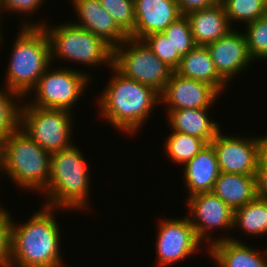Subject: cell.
<instances>
[{
    "label": "cell",
    "mask_w": 267,
    "mask_h": 267,
    "mask_svg": "<svg viewBox=\"0 0 267 267\" xmlns=\"http://www.w3.org/2000/svg\"><path fill=\"white\" fill-rule=\"evenodd\" d=\"M40 208L21 225L11 219L9 267H65L60 227L54 217L60 209Z\"/></svg>",
    "instance_id": "cell-1"
},
{
    "label": "cell",
    "mask_w": 267,
    "mask_h": 267,
    "mask_svg": "<svg viewBox=\"0 0 267 267\" xmlns=\"http://www.w3.org/2000/svg\"><path fill=\"white\" fill-rule=\"evenodd\" d=\"M113 76L97 99L101 118L122 133L133 135L139 132L148 120L160 96L152 87L128 79L113 66Z\"/></svg>",
    "instance_id": "cell-2"
},
{
    "label": "cell",
    "mask_w": 267,
    "mask_h": 267,
    "mask_svg": "<svg viewBox=\"0 0 267 267\" xmlns=\"http://www.w3.org/2000/svg\"><path fill=\"white\" fill-rule=\"evenodd\" d=\"M83 153L72 144L51 154L50 179L46 194V207L61 210L90 209V172Z\"/></svg>",
    "instance_id": "cell-3"
},
{
    "label": "cell",
    "mask_w": 267,
    "mask_h": 267,
    "mask_svg": "<svg viewBox=\"0 0 267 267\" xmlns=\"http://www.w3.org/2000/svg\"><path fill=\"white\" fill-rule=\"evenodd\" d=\"M5 75V86L27 99L51 65L49 39L42 27H19Z\"/></svg>",
    "instance_id": "cell-4"
},
{
    "label": "cell",
    "mask_w": 267,
    "mask_h": 267,
    "mask_svg": "<svg viewBox=\"0 0 267 267\" xmlns=\"http://www.w3.org/2000/svg\"><path fill=\"white\" fill-rule=\"evenodd\" d=\"M43 22L23 21L21 25L44 29L49 39L51 61L54 58L65 59L89 68L107 65L109 69L113 66V48L90 31L75 26L72 22H63L55 26H47V23Z\"/></svg>",
    "instance_id": "cell-5"
},
{
    "label": "cell",
    "mask_w": 267,
    "mask_h": 267,
    "mask_svg": "<svg viewBox=\"0 0 267 267\" xmlns=\"http://www.w3.org/2000/svg\"><path fill=\"white\" fill-rule=\"evenodd\" d=\"M51 154L20 127L4 139V174L22 190L42 193L50 179Z\"/></svg>",
    "instance_id": "cell-6"
},
{
    "label": "cell",
    "mask_w": 267,
    "mask_h": 267,
    "mask_svg": "<svg viewBox=\"0 0 267 267\" xmlns=\"http://www.w3.org/2000/svg\"><path fill=\"white\" fill-rule=\"evenodd\" d=\"M51 66L45 70L37 84L27 94H34V100L31 99L32 102L30 99L26 100L28 101L26 103L31 106L71 112L73 110L71 107H75L74 105L79 102L92 76L72 67L52 69Z\"/></svg>",
    "instance_id": "cell-7"
},
{
    "label": "cell",
    "mask_w": 267,
    "mask_h": 267,
    "mask_svg": "<svg viewBox=\"0 0 267 267\" xmlns=\"http://www.w3.org/2000/svg\"><path fill=\"white\" fill-rule=\"evenodd\" d=\"M23 103L20 128L46 152L52 154L74 143L70 137L73 132L72 112Z\"/></svg>",
    "instance_id": "cell-8"
},
{
    "label": "cell",
    "mask_w": 267,
    "mask_h": 267,
    "mask_svg": "<svg viewBox=\"0 0 267 267\" xmlns=\"http://www.w3.org/2000/svg\"><path fill=\"white\" fill-rule=\"evenodd\" d=\"M113 67L124 77L150 86L159 94L173 72L142 40L129 37L113 49Z\"/></svg>",
    "instance_id": "cell-9"
},
{
    "label": "cell",
    "mask_w": 267,
    "mask_h": 267,
    "mask_svg": "<svg viewBox=\"0 0 267 267\" xmlns=\"http://www.w3.org/2000/svg\"><path fill=\"white\" fill-rule=\"evenodd\" d=\"M187 206L190 214L188 218L196 236L201 242L206 243L204 246L207 248L216 243V238L212 237L213 230L234 229V210L213 192L191 195L187 198Z\"/></svg>",
    "instance_id": "cell-10"
},
{
    "label": "cell",
    "mask_w": 267,
    "mask_h": 267,
    "mask_svg": "<svg viewBox=\"0 0 267 267\" xmlns=\"http://www.w3.org/2000/svg\"><path fill=\"white\" fill-rule=\"evenodd\" d=\"M157 230L156 252L158 267H168L171 264L184 261L198 251L201 242L186 216L159 221Z\"/></svg>",
    "instance_id": "cell-11"
},
{
    "label": "cell",
    "mask_w": 267,
    "mask_h": 267,
    "mask_svg": "<svg viewBox=\"0 0 267 267\" xmlns=\"http://www.w3.org/2000/svg\"><path fill=\"white\" fill-rule=\"evenodd\" d=\"M243 137V138H242ZM221 172L256 175L261 158L260 136L244 137L223 135L221 131L210 142Z\"/></svg>",
    "instance_id": "cell-12"
},
{
    "label": "cell",
    "mask_w": 267,
    "mask_h": 267,
    "mask_svg": "<svg viewBox=\"0 0 267 267\" xmlns=\"http://www.w3.org/2000/svg\"><path fill=\"white\" fill-rule=\"evenodd\" d=\"M219 95L212 85L184 78L174 71L159 94L160 104L163 102V105L167 106L166 110L211 108Z\"/></svg>",
    "instance_id": "cell-13"
},
{
    "label": "cell",
    "mask_w": 267,
    "mask_h": 267,
    "mask_svg": "<svg viewBox=\"0 0 267 267\" xmlns=\"http://www.w3.org/2000/svg\"><path fill=\"white\" fill-rule=\"evenodd\" d=\"M207 49L217 73L227 82L248 70L253 61L249 55L243 32L231 29L225 36L208 44ZM247 68V69H246Z\"/></svg>",
    "instance_id": "cell-14"
},
{
    "label": "cell",
    "mask_w": 267,
    "mask_h": 267,
    "mask_svg": "<svg viewBox=\"0 0 267 267\" xmlns=\"http://www.w3.org/2000/svg\"><path fill=\"white\" fill-rule=\"evenodd\" d=\"M78 21L75 26L90 31L113 49L129 36L117 25L113 17L102 7L99 0H71ZM80 20V21H79Z\"/></svg>",
    "instance_id": "cell-15"
},
{
    "label": "cell",
    "mask_w": 267,
    "mask_h": 267,
    "mask_svg": "<svg viewBox=\"0 0 267 267\" xmlns=\"http://www.w3.org/2000/svg\"><path fill=\"white\" fill-rule=\"evenodd\" d=\"M136 23L129 38L141 40L163 32L182 16L176 0H134Z\"/></svg>",
    "instance_id": "cell-16"
},
{
    "label": "cell",
    "mask_w": 267,
    "mask_h": 267,
    "mask_svg": "<svg viewBox=\"0 0 267 267\" xmlns=\"http://www.w3.org/2000/svg\"><path fill=\"white\" fill-rule=\"evenodd\" d=\"M206 249L216 267H267V249L259 252L260 250L228 235H221L216 243Z\"/></svg>",
    "instance_id": "cell-17"
},
{
    "label": "cell",
    "mask_w": 267,
    "mask_h": 267,
    "mask_svg": "<svg viewBox=\"0 0 267 267\" xmlns=\"http://www.w3.org/2000/svg\"><path fill=\"white\" fill-rule=\"evenodd\" d=\"M183 167V182L189 193L187 197L196 193L212 192L221 173L216 152L210 143Z\"/></svg>",
    "instance_id": "cell-18"
},
{
    "label": "cell",
    "mask_w": 267,
    "mask_h": 267,
    "mask_svg": "<svg viewBox=\"0 0 267 267\" xmlns=\"http://www.w3.org/2000/svg\"><path fill=\"white\" fill-rule=\"evenodd\" d=\"M196 46H207L225 36L232 27L221 2L186 14Z\"/></svg>",
    "instance_id": "cell-19"
},
{
    "label": "cell",
    "mask_w": 267,
    "mask_h": 267,
    "mask_svg": "<svg viewBox=\"0 0 267 267\" xmlns=\"http://www.w3.org/2000/svg\"><path fill=\"white\" fill-rule=\"evenodd\" d=\"M208 109L166 110L168 125L172 131L204 139L209 144L221 129L219 123L209 116Z\"/></svg>",
    "instance_id": "cell-20"
},
{
    "label": "cell",
    "mask_w": 267,
    "mask_h": 267,
    "mask_svg": "<svg viewBox=\"0 0 267 267\" xmlns=\"http://www.w3.org/2000/svg\"><path fill=\"white\" fill-rule=\"evenodd\" d=\"M178 75L206 82L220 94L227 87V82L217 73L215 65L206 46H195L182 56L179 66L174 70Z\"/></svg>",
    "instance_id": "cell-21"
},
{
    "label": "cell",
    "mask_w": 267,
    "mask_h": 267,
    "mask_svg": "<svg viewBox=\"0 0 267 267\" xmlns=\"http://www.w3.org/2000/svg\"><path fill=\"white\" fill-rule=\"evenodd\" d=\"M212 192L233 210L238 209L257 196L256 175L221 172Z\"/></svg>",
    "instance_id": "cell-22"
},
{
    "label": "cell",
    "mask_w": 267,
    "mask_h": 267,
    "mask_svg": "<svg viewBox=\"0 0 267 267\" xmlns=\"http://www.w3.org/2000/svg\"><path fill=\"white\" fill-rule=\"evenodd\" d=\"M247 236L267 234V200L256 196L252 201L234 210L233 228H238Z\"/></svg>",
    "instance_id": "cell-23"
},
{
    "label": "cell",
    "mask_w": 267,
    "mask_h": 267,
    "mask_svg": "<svg viewBox=\"0 0 267 267\" xmlns=\"http://www.w3.org/2000/svg\"><path fill=\"white\" fill-rule=\"evenodd\" d=\"M165 140L164 151L168 158L183 166L208 144L204 139L175 131Z\"/></svg>",
    "instance_id": "cell-24"
},
{
    "label": "cell",
    "mask_w": 267,
    "mask_h": 267,
    "mask_svg": "<svg viewBox=\"0 0 267 267\" xmlns=\"http://www.w3.org/2000/svg\"><path fill=\"white\" fill-rule=\"evenodd\" d=\"M230 26L232 22L248 24L267 15V0H220Z\"/></svg>",
    "instance_id": "cell-25"
},
{
    "label": "cell",
    "mask_w": 267,
    "mask_h": 267,
    "mask_svg": "<svg viewBox=\"0 0 267 267\" xmlns=\"http://www.w3.org/2000/svg\"><path fill=\"white\" fill-rule=\"evenodd\" d=\"M22 98L15 91L5 87V85L2 88L0 87V135L4 139L20 127V111L24 100H21V104L17 101Z\"/></svg>",
    "instance_id": "cell-26"
},
{
    "label": "cell",
    "mask_w": 267,
    "mask_h": 267,
    "mask_svg": "<svg viewBox=\"0 0 267 267\" xmlns=\"http://www.w3.org/2000/svg\"><path fill=\"white\" fill-rule=\"evenodd\" d=\"M244 36L253 61L267 59V15L245 25Z\"/></svg>",
    "instance_id": "cell-27"
},
{
    "label": "cell",
    "mask_w": 267,
    "mask_h": 267,
    "mask_svg": "<svg viewBox=\"0 0 267 267\" xmlns=\"http://www.w3.org/2000/svg\"><path fill=\"white\" fill-rule=\"evenodd\" d=\"M141 40L173 71L179 66L182 56L163 32L147 35Z\"/></svg>",
    "instance_id": "cell-28"
},
{
    "label": "cell",
    "mask_w": 267,
    "mask_h": 267,
    "mask_svg": "<svg viewBox=\"0 0 267 267\" xmlns=\"http://www.w3.org/2000/svg\"><path fill=\"white\" fill-rule=\"evenodd\" d=\"M117 25L129 35L135 27L134 0H99Z\"/></svg>",
    "instance_id": "cell-29"
},
{
    "label": "cell",
    "mask_w": 267,
    "mask_h": 267,
    "mask_svg": "<svg viewBox=\"0 0 267 267\" xmlns=\"http://www.w3.org/2000/svg\"><path fill=\"white\" fill-rule=\"evenodd\" d=\"M163 33L170 39L181 56L186 55L196 46L186 15H182L171 23Z\"/></svg>",
    "instance_id": "cell-30"
},
{
    "label": "cell",
    "mask_w": 267,
    "mask_h": 267,
    "mask_svg": "<svg viewBox=\"0 0 267 267\" xmlns=\"http://www.w3.org/2000/svg\"><path fill=\"white\" fill-rule=\"evenodd\" d=\"M11 219L13 218L9 211L0 204V267H9L10 263Z\"/></svg>",
    "instance_id": "cell-31"
},
{
    "label": "cell",
    "mask_w": 267,
    "mask_h": 267,
    "mask_svg": "<svg viewBox=\"0 0 267 267\" xmlns=\"http://www.w3.org/2000/svg\"><path fill=\"white\" fill-rule=\"evenodd\" d=\"M45 0H0V15L1 13H22L28 17V15L36 14L39 11ZM39 8V9H38ZM5 10V12H4ZM36 11V12H35ZM31 13V14H30ZM0 18H2L0 16Z\"/></svg>",
    "instance_id": "cell-32"
},
{
    "label": "cell",
    "mask_w": 267,
    "mask_h": 267,
    "mask_svg": "<svg viewBox=\"0 0 267 267\" xmlns=\"http://www.w3.org/2000/svg\"><path fill=\"white\" fill-rule=\"evenodd\" d=\"M182 15L216 5L220 0H176Z\"/></svg>",
    "instance_id": "cell-33"
},
{
    "label": "cell",
    "mask_w": 267,
    "mask_h": 267,
    "mask_svg": "<svg viewBox=\"0 0 267 267\" xmlns=\"http://www.w3.org/2000/svg\"><path fill=\"white\" fill-rule=\"evenodd\" d=\"M257 196L267 200V166H258L256 174Z\"/></svg>",
    "instance_id": "cell-34"
},
{
    "label": "cell",
    "mask_w": 267,
    "mask_h": 267,
    "mask_svg": "<svg viewBox=\"0 0 267 267\" xmlns=\"http://www.w3.org/2000/svg\"><path fill=\"white\" fill-rule=\"evenodd\" d=\"M261 140V158L258 166H267V134L260 136Z\"/></svg>",
    "instance_id": "cell-35"
},
{
    "label": "cell",
    "mask_w": 267,
    "mask_h": 267,
    "mask_svg": "<svg viewBox=\"0 0 267 267\" xmlns=\"http://www.w3.org/2000/svg\"><path fill=\"white\" fill-rule=\"evenodd\" d=\"M4 138L0 135V171L3 169Z\"/></svg>",
    "instance_id": "cell-36"
},
{
    "label": "cell",
    "mask_w": 267,
    "mask_h": 267,
    "mask_svg": "<svg viewBox=\"0 0 267 267\" xmlns=\"http://www.w3.org/2000/svg\"><path fill=\"white\" fill-rule=\"evenodd\" d=\"M0 22H1V20H0ZM0 24H1V23H0ZM1 34H3V33H1V26H0V44H1L2 41H3V40H2L3 38L1 37V36H2Z\"/></svg>",
    "instance_id": "cell-37"
}]
</instances>
